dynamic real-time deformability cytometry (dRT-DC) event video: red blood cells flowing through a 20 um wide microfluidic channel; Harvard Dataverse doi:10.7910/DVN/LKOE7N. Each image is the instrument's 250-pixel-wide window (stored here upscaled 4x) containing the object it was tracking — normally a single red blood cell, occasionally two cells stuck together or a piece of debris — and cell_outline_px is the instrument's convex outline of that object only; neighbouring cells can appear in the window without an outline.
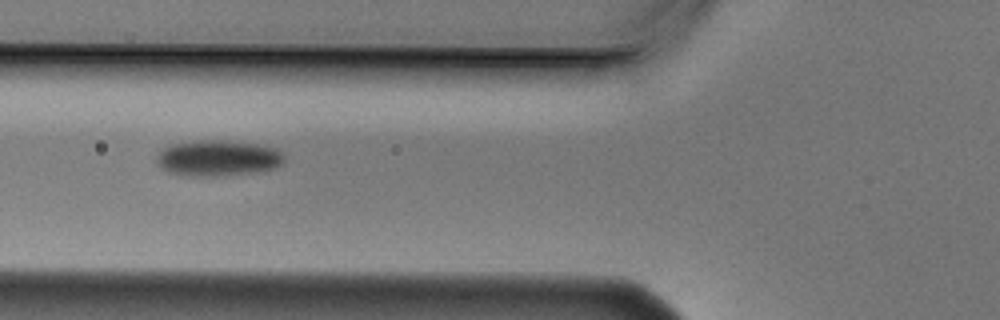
{"species": "Egyptian fruit bat (a non-hibernating species)", "species_latin": "Rousettus aegyptiacus", "temperature_condition": "cold", "stored_images_in_passage": 8, "camera_frame_rate_fps": 3000, "um_per_image_px": 0.085, "animal": {"sex": "male"}, "frame": {"image": 1, "passage_image": 6, "time_ms": 1.667, "image_size_px": [1000, 320], "cell_outline_px": [[284, 164], [276, 168], [264, 172], [216, 176], [180, 176], [168, 172], [160, 168], [156, 160], [156, 156], [164, 148], [172, 144], [200, 140], [228, 140], [256, 144], [276, 148], [284, 156]], "centroid_in_image_um": [18.55, 13.46], "position_along_channel_um": 107.3, "area_um2": 27.22}}
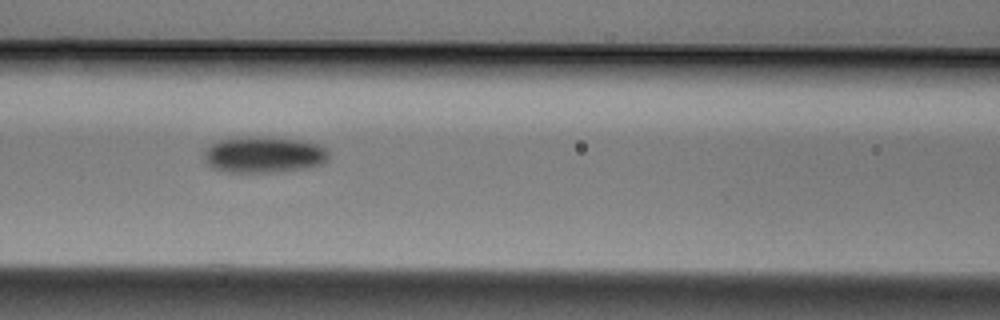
{"frame": {"image": 2, "passage_image": 7, "time_ms": 2.0, "image_size_px": [1000, 320], "cell_outline_px": [[328, 160], [320, 164], [304, 168], [276, 172], [228, 172], [212, 168], [204, 160], [204, 148], [220, 140], [240, 136], [268, 136], [300, 140], [316, 144], [328, 148]], "centroid_in_image_um": [22.4, 13.13], "position_along_channel_um": 144.2, "area_um2": 26.65}}
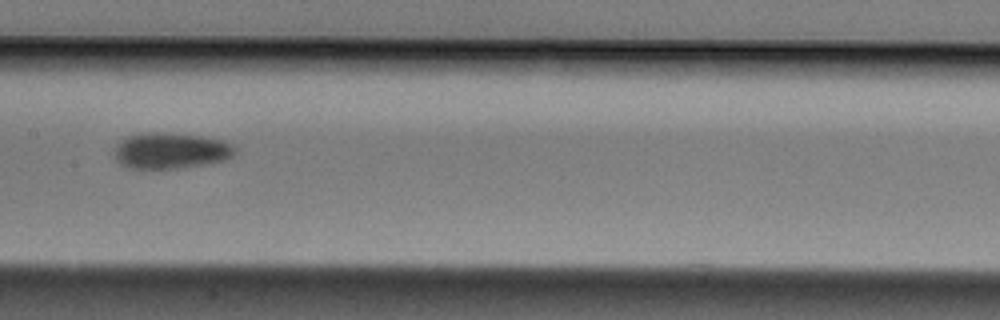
{"frame": {"image": 3, "passage_image": 8, "time_ms": 2.333, "image_size_px": [1000, 320], "cell_outline_px": [[236, 152], [228, 160], [208, 164], [184, 168], [128, 168], [120, 164], [116, 160], [112, 148], [120, 140], [128, 136], [140, 132], [160, 132], [200, 136], [224, 140], [236, 144]], "centroid_in_image_um": [14.53, 12.81], "position_along_channel_um": 192.9, "area_um2": 25.95}}